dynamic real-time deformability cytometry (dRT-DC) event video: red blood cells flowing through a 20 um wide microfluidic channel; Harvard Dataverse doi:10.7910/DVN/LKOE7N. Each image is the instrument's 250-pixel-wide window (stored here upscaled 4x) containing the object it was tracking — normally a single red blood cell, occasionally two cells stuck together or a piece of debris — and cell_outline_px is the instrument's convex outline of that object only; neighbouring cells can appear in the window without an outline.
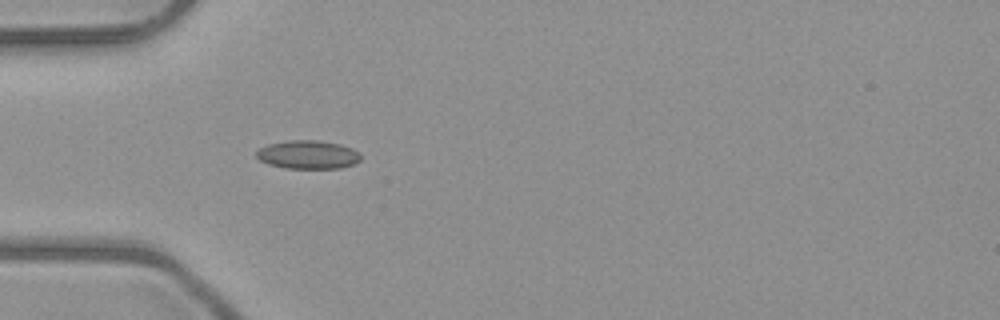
{"species": "common noctule bat (a hibernating species)", "species_latin": "Nyctalus noctula", "temperature_condition": "room temperature", "stored_images_in_passage": 36, "camera_frame_rate_fps": 3000, "um_per_image_px": 0.085, "animal": {"sex": "male", "body_mass_g": 23.1, "forearm_length_mm": 52.7}, "frame": {"image": 1, "passage_image": 1, "time_ms": 0.0, "image_size_px": [1000, 320], "cell_outline_px": [[360, 160], [352, 164], [340, 168], [284, 168], [268, 164], [260, 160], [256, 156], [256, 152], [260, 148], [268, 144], [288, 140], [316, 140], [340, 144], [352, 148], [360, 152]], "centroid_in_image_um": [26.17, 13.14], "position_along_channel_um": 58.8, "area_um2": 17.28}}
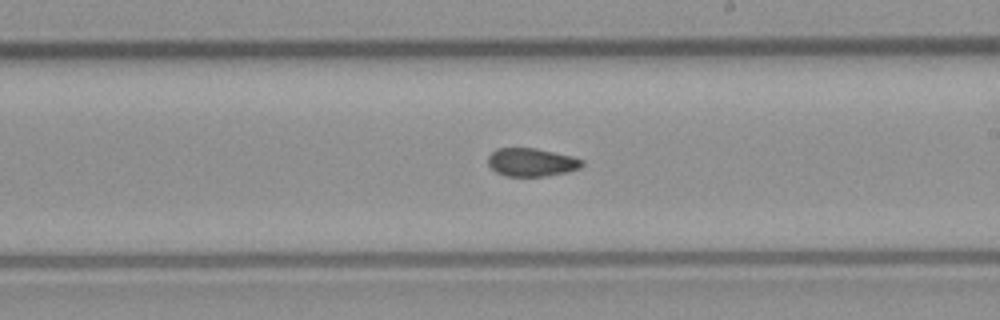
{"frame": {"image": 2, "passage_image": 15, "time_ms": 4.667, "image_size_px": [1000, 320], "cell_outline_px": [[584, 164], [580, 168], [568, 172], [544, 176], [504, 176], [496, 172], [488, 164], [488, 156], [496, 148], [536, 148], [572, 156], [584, 160]], "centroid_in_image_um": [45.19, 13.79], "position_along_channel_um": 243.8, "area_um2": 15.55}}
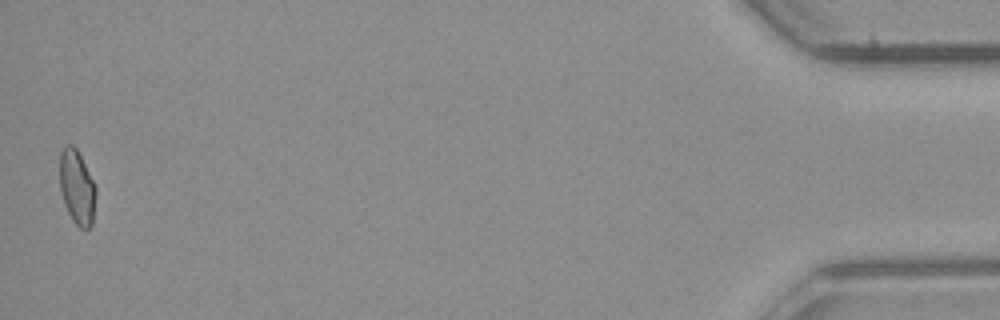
{"frame": {"image": 3, "passage_image": 36, "time_ms": 11.667, "image_size_px": [1000, 320], "cell_outline_px": [[96, 192], [92, 224], [88, 228], [80, 228], [72, 220], [64, 204], [60, 188], [60, 152], [68, 144], [72, 144], [76, 148], [96, 188]], "centroid_in_image_um": [6.53, 15.93], "position_along_channel_um": 428.7, "area_um2": 15.37}, "authors_computed_cell_mechanics": {"area_um2": 15.9528, "velocity_mm_per_s": 4.0392, "shape_relaxation_time_tau1_ms": null, "shape_relaxation_time_tau2_ms": 2.254, "deformation_change_tau1": null, "deformation_change_tau2": 0.0628}}